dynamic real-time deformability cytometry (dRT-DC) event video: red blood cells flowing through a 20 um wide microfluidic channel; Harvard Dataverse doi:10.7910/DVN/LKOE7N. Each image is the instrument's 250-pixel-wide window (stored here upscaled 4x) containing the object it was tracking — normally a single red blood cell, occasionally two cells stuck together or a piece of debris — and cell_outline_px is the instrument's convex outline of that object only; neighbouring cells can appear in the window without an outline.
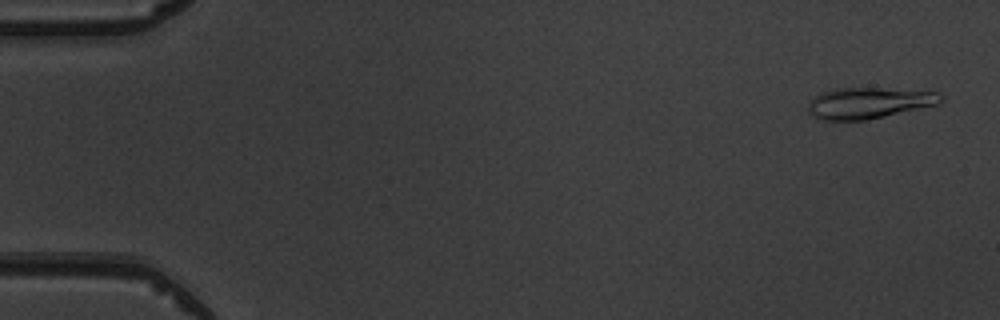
{"species": "common noctule bat (a hibernating species)", "species_latin": "Nyctalus noctula", "temperature_condition": "warm", "stored_images_in_passage": 4, "camera_frame_rate_fps": 3000, "um_per_image_px": 0.085, "animal": {"sex": "male", "body_mass_g": 19.5, "forearm_length_mm": 54.6}, "frame": {"image": 1, "passage_image": 1, "time_ms": 0.0, "image_size_px": [1000, 320], "cell_outline_px": [[944, 100], [936, 104], [884, 116], [864, 120], [824, 120], [812, 116], [808, 112], [808, 100], [820, 92], [836, 88], [876, 88], [936, 92], [944, 96]], "centroid_in_image_um": [73.77, 8.75], "position_along_channel_um": 11.2, "area_um2": 23.87}}